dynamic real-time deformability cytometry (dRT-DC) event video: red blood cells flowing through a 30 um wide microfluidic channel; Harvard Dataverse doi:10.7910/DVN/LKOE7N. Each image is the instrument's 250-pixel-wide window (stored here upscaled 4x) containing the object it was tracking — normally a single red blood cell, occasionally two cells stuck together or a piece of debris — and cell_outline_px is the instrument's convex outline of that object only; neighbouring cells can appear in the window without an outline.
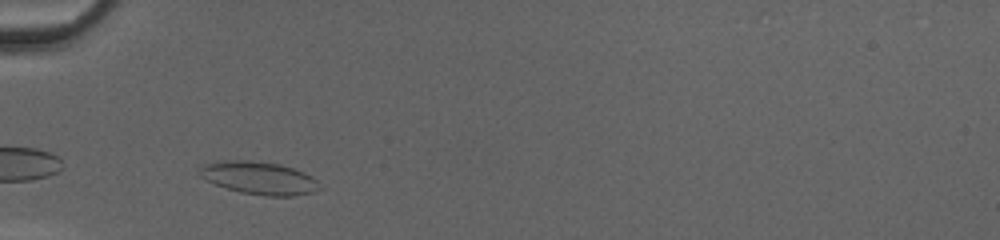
{"species": "common noctule bat (a hibernating species)", "species_latin": "Nyctalus noctula", "temperature_condition": "cold", "stored_images_in_passage": 27, "camera_frame_rate_fps": 3000, "um_per_image_px": 0.085, "animal": {"sex": "female", "body_mass_g": 20.0, "forearm_length_mm": 54.0}, "frame": {"image": 1, "passage_image": 2, "time_ms": 0.333, "image_size_px": [1000, 240], "cell_outline_px": [[320, 188], [312, 192], [296, 196], [268, 196], [240, 192], [216, 184], [200, 176], [200, 168], [204, 164], [216, 160], [248, 160], [280, 164], [304, 172], [312, 176], [316, 180]], "centroid_in_image_um": [22.02, 15.12], "position_along_channel_um": 63.0, "area_um2": 22.77}}
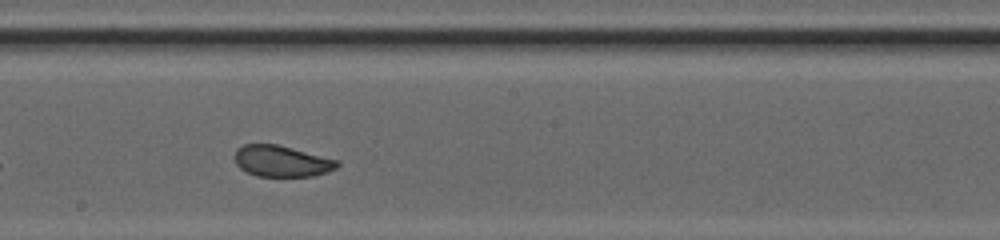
{"frame": {"image": 2, "passage_image": 14, "time_ms": 4.333, "image_size_px": [1000, 240], "cell_outline_px": [[340, 164], [336, 168], [328, 172], [312, 176], [256, 176], [240, 168], [236, 164], [232, 156], [236, 148], [244, 144], [276, 144], [292, 148], [336, 160]], "centroid_in_image_um": [23.87, 13.69], "position_along_channel_um": 224.3, "area_um2": 18.61}}
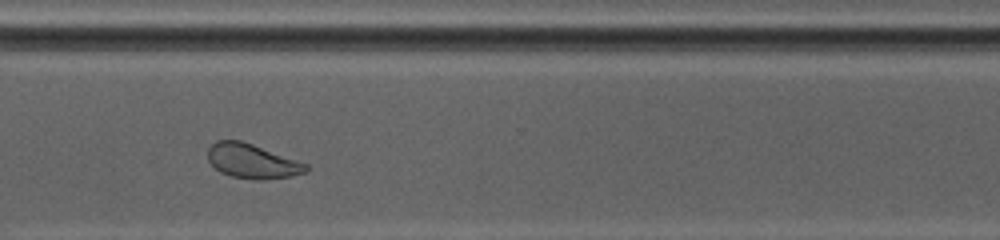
{"frame": {"image": 3, "passage_image": 23, "time_ms": 7.333, "image_size_px": [1000, 240], "cell_outline_px": [[308, 168], [304, 172], [292, 176], [264, 180], [260, 180], [232, 176], [220, 172], [208, 160], [208, 148], [216, 140], [240, 140], [252, 144], [308, 164]], "centroid_in_image_um": [21.42, 13.7], "position_along_channel_um": 349.2, "area_um2": 19.48}, "authors_computed_cell_mechanics": {"area_um2": 19.3052, "velocity_mm_per_s": 4.178, "shape_relaxation_time_tau1_ms": null, "shape_relaxation_time_tau2_ms": 1.0246, "deformation_change_tau1": null, "deformation_change_tau2": 0.0663}}